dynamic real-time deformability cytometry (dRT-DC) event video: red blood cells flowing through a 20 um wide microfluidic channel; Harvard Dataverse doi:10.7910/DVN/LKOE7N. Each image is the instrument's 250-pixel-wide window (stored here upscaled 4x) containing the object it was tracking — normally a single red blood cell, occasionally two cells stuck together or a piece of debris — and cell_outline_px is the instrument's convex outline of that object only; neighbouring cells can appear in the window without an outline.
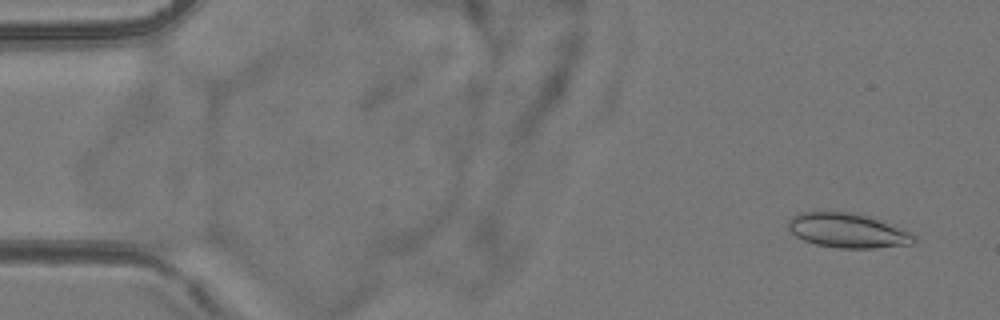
{"species": "common noctule bat (a hibernating species)", "species_latin": "Nyctalus noctula", "temperature_condition": "room temperature", "stored_images_in_passage": 5, "camera_frame_rate_fps": 3000, "um_per_image_px": 0.085, "animal": {"sex": "female", "body_mass_g": 24.6, "forearm_length_mm": 56.2}, "frame": {"image": 1, "passage_image": 1, "time_ms": 0.0, "image_size_px": [1000, 320], "cell_outline_px": [[916, 240], [912, 244], [872, 248], [840, 248], [816, 244], [804, 240], [796, 236], [788, 228], [788, 220], [792, 216], [800, 212], [852, 212], [872, 216], [908, 232], [916, 236]], "centroid_in_image_um": [72.04, 19.59], "position_along_channel_um": 13.0, "area_um2": 25.2}}